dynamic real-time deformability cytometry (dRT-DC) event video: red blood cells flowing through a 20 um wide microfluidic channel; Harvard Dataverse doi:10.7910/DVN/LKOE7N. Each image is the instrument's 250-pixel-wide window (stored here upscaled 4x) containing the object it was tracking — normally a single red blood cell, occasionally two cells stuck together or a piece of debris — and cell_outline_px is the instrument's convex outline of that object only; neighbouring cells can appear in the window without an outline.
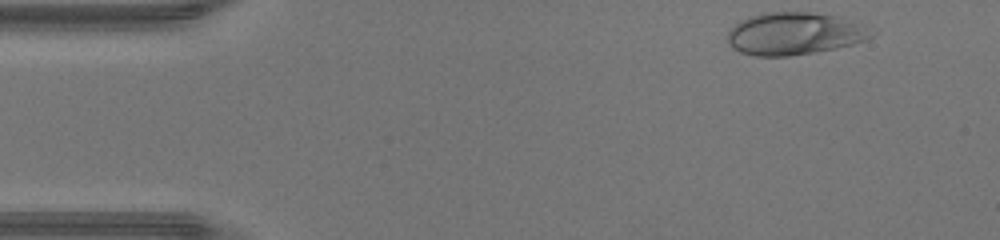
{"species": "human", "species_latin": "Homo sapiens", "temperature_condition": "warm", "stored_images_in_passage": 42, "camera_frame_rate_fps": 3000, "um_per_image_px": 0.085, "donor": {"sex": "male"}, "frame": {"image": 1, "passage_image": 1, "time_ms": 0.0, "image_size_px": [1000, 240], "cell_outline_px": [[876, 32], [872, 36], [864, 40], [852, 44], [812, 52], [788, 56], [756, 56], [740, 52], [732, 48], [728, 44], [728, 32], [740, 20], [748, 16], [764, 12], [812, 12], [840, 16]], "centroid_in_image_um": [67.48, 2.85], "position_along_channel_um": 17.5, "area_um2": 35.32}}
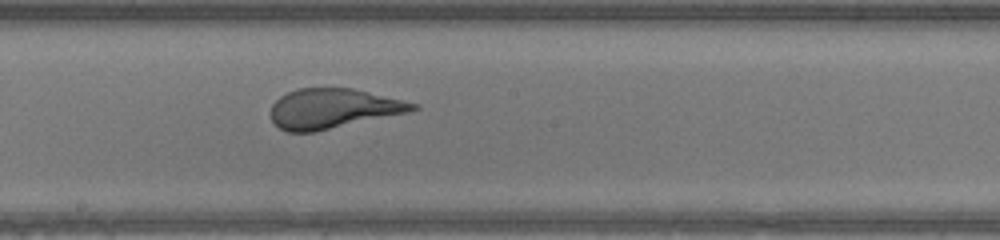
{"frame": {"image": 2, "passage_image": 21, "time_ms": 6.667, "image_size_px": [1000, 240], "cell_outline_px": [[420, 108], [408, 112], [316, 132], [288, 132], [280, 128], [272, 120], [272, 104], [280, 96], [296, 88], [352, 88], [404, 100], [420, 104]], "centroid_in_image_um": [28.32, 9.22], "position_along_channel_um": 219.9, "area_um2": 32.89}}
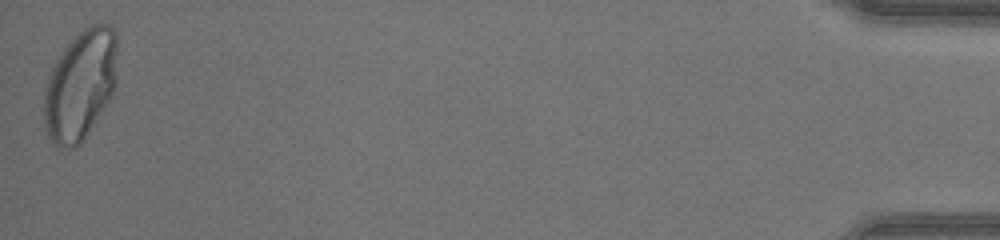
{"frame": {"image": 3, "passage_image": 42, "time_ms": 13.667, "image_size_px": [1000, 240], "cell_outline_px": [[116, 80], [112, 92], [80, 144], [72, 148], [56, 148], [48, 140], [44, 124], [44, 88], [52, 64], [60, 52], [88, 24], [112, 24], [116, 32]], "centroid_in_image_um": [6.78, 7.22], "position_along_channel_um": 428.4, "area_um2": 47.05}, "authors_computed_cell_mechanics": {"area_um2": 35.2291, "velocity_mm_per_s": 4.4956, "shape_relaxation_time_tau1_ms": 9.0496, "shape_relaxation_time_tau2_ms": null, "deformation_change_tau1": 0.3533, "deformation_change_tau2": null}}